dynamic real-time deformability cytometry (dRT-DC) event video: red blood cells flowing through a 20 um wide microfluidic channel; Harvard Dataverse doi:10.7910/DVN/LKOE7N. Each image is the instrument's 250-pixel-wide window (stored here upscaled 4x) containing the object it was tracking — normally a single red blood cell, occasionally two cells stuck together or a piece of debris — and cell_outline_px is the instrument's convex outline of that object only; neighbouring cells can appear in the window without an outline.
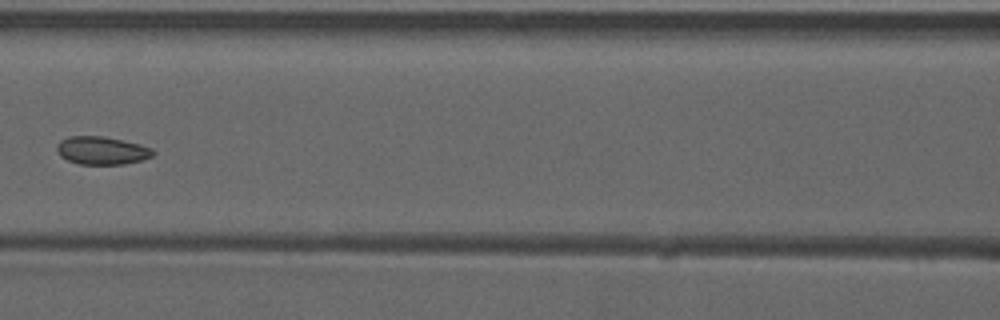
{"species": "common noctule bat (a hibernating species)", "species_latin": "Nyctalus noctula", "temperature_condition": "warm", "stored_images_in_passage": 7, "camera_frame_rate_fps": 3000, "um_per_image_px": 0.085, "animal": {"sex": "male", "forearm_length_mm": 52.5}, "frame": {"image": 1, "passage_image": 6, "time_ms": 1.667, "image_size_px": [1000, 320], "cell_outline_px": [[156, 152], [152, 156], [140, 160], [124, 164], [80, 164], [68, 160], [60, 156], [56, 152], [56, 144], [60, 140], [68, 136], [104, 136], [140, 144], [152, 148]], "centroid_in_image_um": [8.63, 12.78], "position_along_channel_um": 158.0, "area_um2": 15.78}}
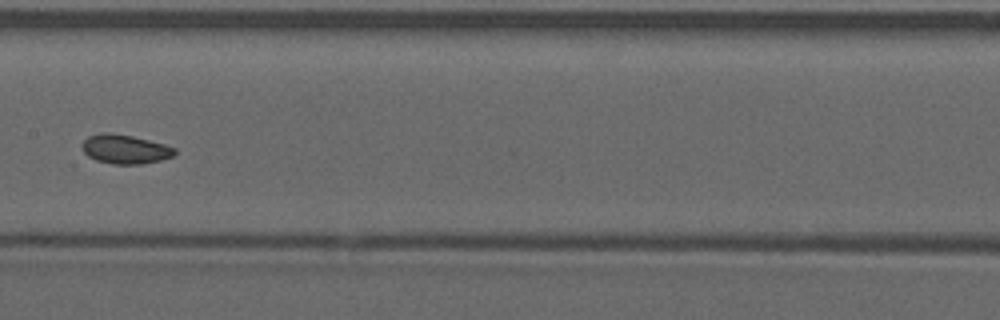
{"frame": {"image": 2, "passage_image": 7, "time_ms": 2.0, "image_size_px": [1000, 320], "cell_outline_px": [[176, 152], [172, 156], [160, 160], [140, 164], [112, 164], [96, 160], [88, 156], [84, 152], [80, 144], [88, 136], [100, 132], [108, 132], [132, 136], [164, 144], [176, 148]], "centroid_in_image_um": [10.59, 12.67], "position_along_channel_um": 196.8, "area_um2": 15.72}}